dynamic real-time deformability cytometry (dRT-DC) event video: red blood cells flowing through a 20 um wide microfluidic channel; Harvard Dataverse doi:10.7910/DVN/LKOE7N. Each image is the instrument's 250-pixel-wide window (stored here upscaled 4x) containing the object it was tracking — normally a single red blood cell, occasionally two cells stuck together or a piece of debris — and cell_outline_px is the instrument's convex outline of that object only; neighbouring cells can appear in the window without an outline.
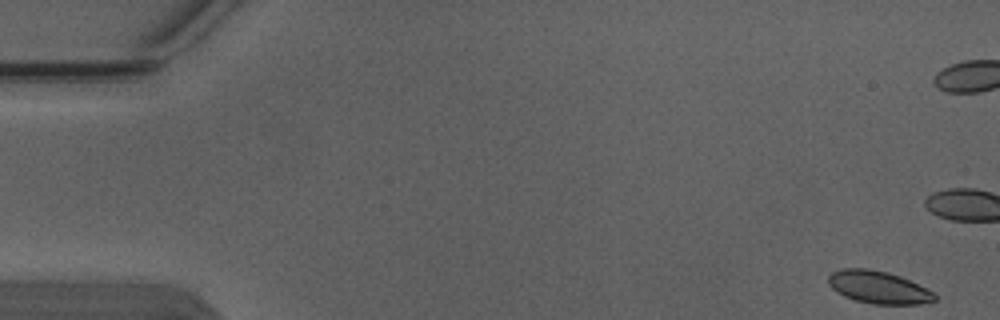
{"species": "Egyptian fruit bat (a non-hibernating species)", "species_latin": "Rousettus aegyptiacus", "temperature_condition": "warm", "stored_images_in_passage": 9, "camera_frame_rate_fps": 3000, "um_per_image_px": 0.085, "animal": {"sex": "male"}, "frame": {"image": 1, "passage_image": 1, "time_ms": 0.0, "image_size_px": [1000, 320], "cell_outline_px": [[936, 300], [920, 304], [872, 304], [856, 300], [844, 296], [836, 292], [828, 284], [828, 276], [832, 272], [844, 268], [868, 268], [888, 272], [900, 276], [932, 292], [936, 296]], "centroid_in_image_um": [74.62, 24.41], "position_along_channel_um": 10.4, "area_um2": 20.0}}